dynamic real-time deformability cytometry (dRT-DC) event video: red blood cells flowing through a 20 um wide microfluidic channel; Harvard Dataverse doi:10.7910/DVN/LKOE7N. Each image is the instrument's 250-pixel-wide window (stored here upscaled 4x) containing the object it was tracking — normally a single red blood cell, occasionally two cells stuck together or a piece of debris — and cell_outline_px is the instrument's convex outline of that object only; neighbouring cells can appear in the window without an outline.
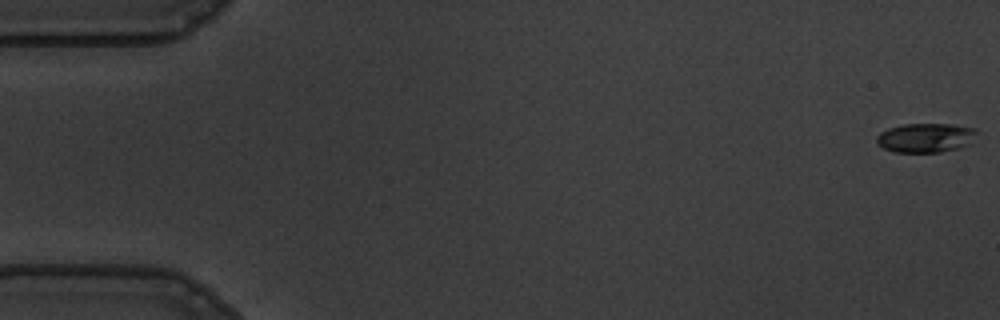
{"species": "common noctule bat (a hibernating species)", "species_latin": "Nyctalus noctula", "temperature_condition": "warm", "stored_images_in_passage": 57, "camera_frame_rate_fps": 3000, "um_per_image_px": 0.085, "animal": {"sex": "male", "body_mass_g": 19.5, "forearm_length_mm": 54.6}, "frame": {"image": 1, "passage_image": 1, "time_ms": 0.0, "image_size_px": [1000, 320], "cell_outline_px": [[980, 132], [972, 144], [960, 148], [940, 152], [892, 152], [876, 144], [876, 136], [880, 132], [888, 128], [904, 124], [952, 124], [976, 128]], "centroid_in_image_um": [78.74, 11.71], "position_along_channel_um": 6.3, "area_um2": 17.57}}
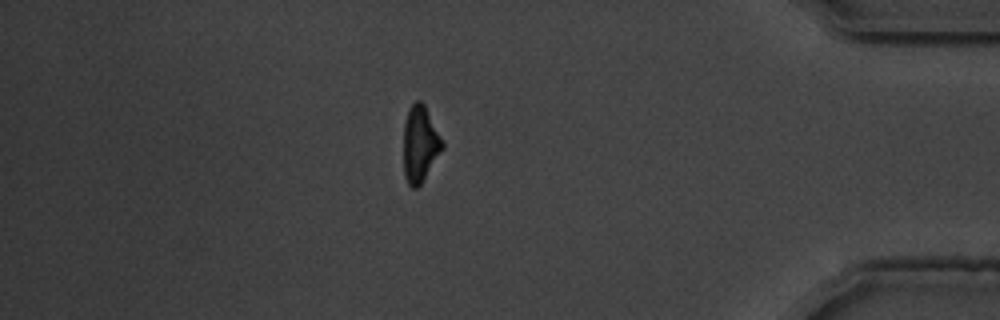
{"frame": {"image": 2, "passage_image": 49, "time_ms": 16.0, "image_size_px": [1000, 320], "cell_outline_px": [[444, 148], [420, 184], [416, 188], [412, 188], [408, 184], [404, 176], [404, 124], [408, 108], [416, 100], [420, 100], [424, 104], [444, 144]], "centroid_in_image_um": [35.69, 12.24], "position_along_channel_um": 399.5, "area_um2": 17.05}}
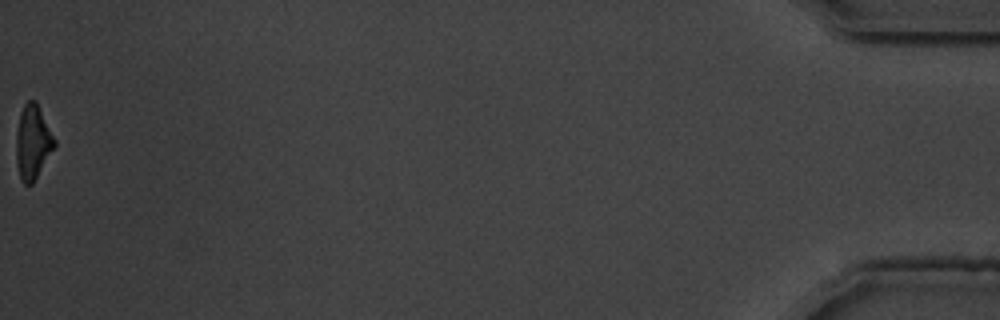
{"frame": {"image": 3, "passage_image": 57, "time_ms": 18.667, "image_size_px": [1000, 320], "cell_outline_px": [[56, 144], [32, 184], [24, 184], [20, 180], [16, 164], [16, 132], [20, 112], [24, 104], [28, 100], [36, 100], [56, 140]], "centroid_in_image_um": [2.77, 12.07], "position_along_channel_um": 432.4, "area_um2": 16.59}, "authors_computed_cell_mechanics": {"area_um2": 17.7446, "velocity_mm_per_s": 3.6099, "shape_relaxation_time_tau1_ms": 5.9771, "shape_relaxation_time_tau2_ms": 4.8424, "deformation_change_tau1": 0.2017, "deformation_change_tau2": 0.1354}}